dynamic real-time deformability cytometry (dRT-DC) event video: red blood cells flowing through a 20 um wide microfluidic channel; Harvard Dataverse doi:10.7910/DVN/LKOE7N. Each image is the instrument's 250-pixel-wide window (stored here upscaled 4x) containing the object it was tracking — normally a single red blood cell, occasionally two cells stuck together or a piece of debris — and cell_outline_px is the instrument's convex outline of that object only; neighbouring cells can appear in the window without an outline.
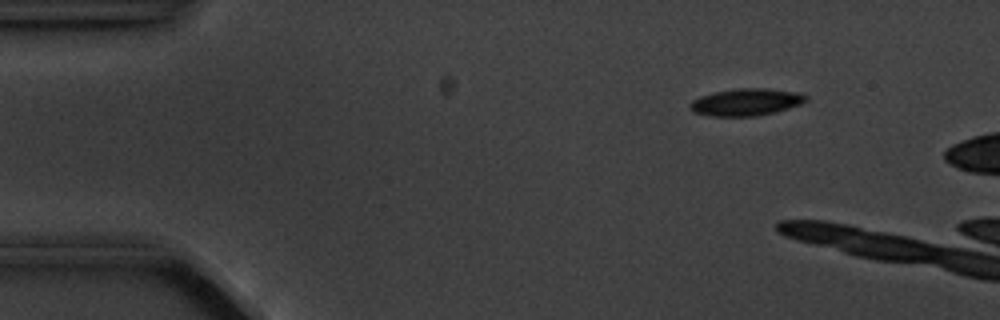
{"species": "common noctule bat (a hibernating species)", "species_latin": "Nyctalus noctula", "temperature_condition": "cold", "stored_images_in_passage": 3, "camera_frame_rate_fps": 3000, "um_per_image_px": 0.085, "animal": {"sex": "male", "body_mass_g": 20.1, "forearm_length_mm": 53.5}, "frame": {"image": 1, "passage_image": 2, "time_ms": 1.0, "image_size_px": [1000, 320], "cell_outline_px": [[808, 100], [800, 104], [776, 112], [756, 116], [708, 116], [696, 112], [688, 108], [688, 104], [692, 100], [700, 96], [716, 92], [736, 88], [764, 88], [804, 92], [808, 96]], "centroid_in_image_um": [63.45, 8.67], "position_along_channel_um": 21.5, "area_um2": 18.55}}